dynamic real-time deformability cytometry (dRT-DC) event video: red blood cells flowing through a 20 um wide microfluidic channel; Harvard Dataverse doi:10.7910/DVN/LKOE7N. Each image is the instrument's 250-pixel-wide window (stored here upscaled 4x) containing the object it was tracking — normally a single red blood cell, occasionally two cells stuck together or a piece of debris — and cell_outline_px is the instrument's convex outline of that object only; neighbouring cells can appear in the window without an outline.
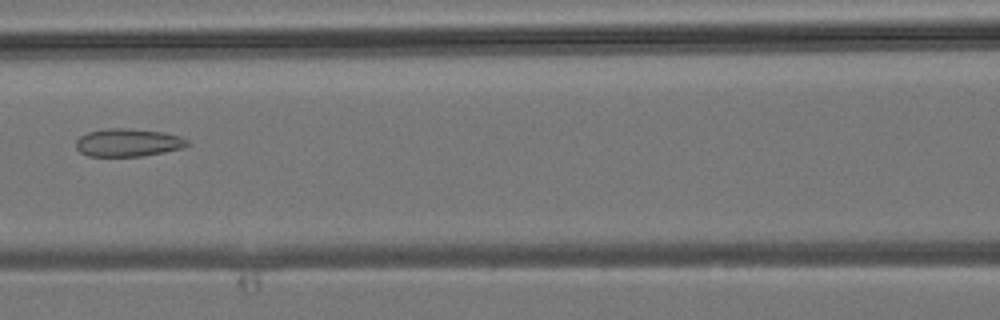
{"species": "common noctule bat (a hibernating species)", "species_latin": "Nyctalus noctula", "temperature_condition": "room temperature", "stored_images_in_passage": 31, "camera_frame_rate_fps": 3000, "um_per_image_px": 0.085, "animal": {"sex": "male", "body_mass_g": 19.2, "forearm_length_mm": 51.8}, "frame": {"image": 1, "passage_image": 19, "time_ms": 6.0, "image_size_px": [1000, 320], "cell_outline_px": [[192, 144], [184, 148], [144, 156], [88, 156], [80, 152], [76, 148], [76, 140], [80, 136], [88, 132], [104, 128], [128, 128], [164, 132], [180, 136], [188, 140]], "centroid_in_image_um": [10.91, 12.12], "position_along_channel_um": 155.7, "area_um2": 18.38}}
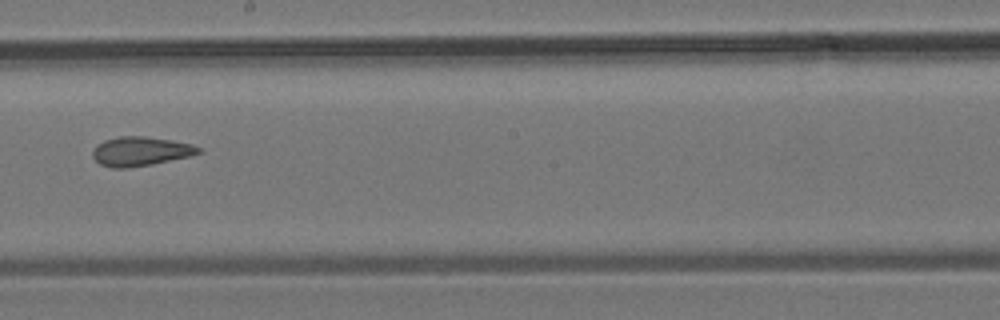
{"frame": {"image": 2, "passage_image": 24, "time_ms": 7.667, "image_size_px": [1000, 320], "cell_outline_px": [[204, 152], [192, 156], [152, 164], [128, 168], [112, 168], [100, 164], [92, 156], [92, 152], [96, 144], [104, 140], [120, 136], [144, 136], [172, 140], [192, 144], [200, 148]], "centroid_in_image_um": [11.96, 12.86], "position_along_channel_um": 236.2, "area_um2": 18.21}}
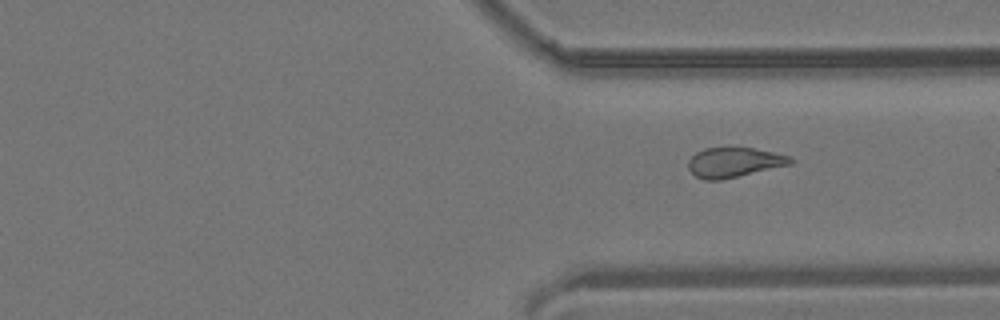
{"frame": {"image": 3, "passage_image": 31, "time_ms": 10.0, "image_size_px": [1000, 320], "cell_outline_px": [[796, 160], [792, 164], [720, 180], [704, 180], [696, 176], [688, 168], [688, 160], [696, 152], [704, 148], [752, 148], [772, 152], [788, 156]], "centroid_in_image_um": [62.39, 13.8], "position_along_channel_um": 349.0, "area_um2": 17.57}}